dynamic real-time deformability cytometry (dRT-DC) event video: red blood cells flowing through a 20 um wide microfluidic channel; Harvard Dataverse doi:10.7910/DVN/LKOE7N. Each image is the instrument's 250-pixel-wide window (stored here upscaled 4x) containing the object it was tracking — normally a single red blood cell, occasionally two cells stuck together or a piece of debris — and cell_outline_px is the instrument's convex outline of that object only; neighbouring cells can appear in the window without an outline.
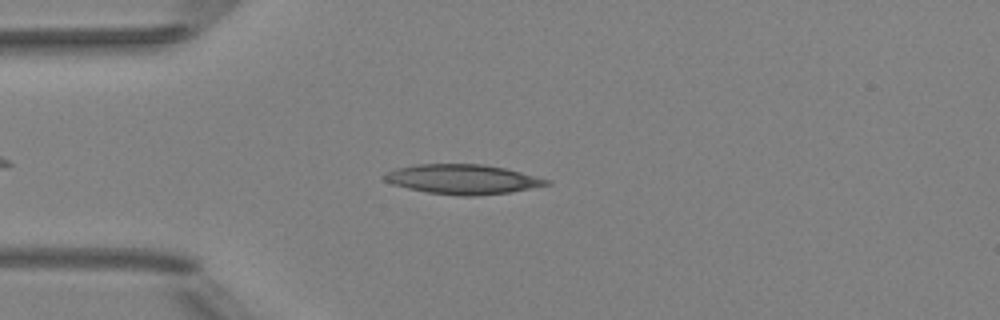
{"species": "Egyptian fruit bat (a non-hibernating species)", "species_latin": "Rousettus aegyptiacus", "temperature_condition": "room temperature", "stored_images_in_passage": 4, "camera_frame_rate_fps": 3000, "um_per_image_px": 0.085, "animal": {"sex": "female"}, "frame": {"image": 1, "passage_image": 3, "time_ms": 2.333, "image_size_px": [1000, 320], "cell_outline_px": [[552, 184], [508, 192], [476, 196], [460, 196], [428, 192], [408, 188], [392, 184], [384, 180], [380, 176], [384, 172], [396, 168], [416, 164], [484, 164], [504, 168], [552, 180]], "centroid_in_image_um": [39.29, 15.23], "position_along_channel_um": 45.7, "area_um2": 28.09}}